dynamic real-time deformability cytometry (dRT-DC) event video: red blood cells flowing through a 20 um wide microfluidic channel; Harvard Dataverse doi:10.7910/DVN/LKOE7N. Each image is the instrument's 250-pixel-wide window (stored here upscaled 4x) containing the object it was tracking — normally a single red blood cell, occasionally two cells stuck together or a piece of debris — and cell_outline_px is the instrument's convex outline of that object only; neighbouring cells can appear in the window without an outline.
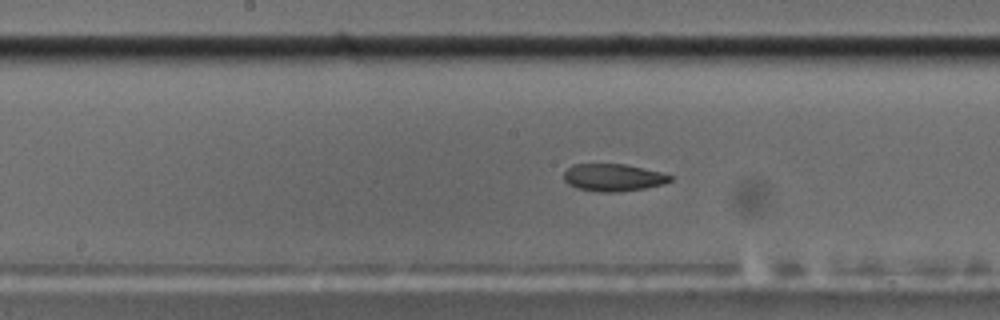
{"species": "common noctule bat (a hibernating species)", "species_latin": "Nyctalus noctula", "temperature_condition": "cold", "stored_images_in_passage": 46, "camera_frame_rate_fps": 3000, "um_per_image_px": 0.085, "animal": {"sex": "male", "body_mass_g": 17.5, "forearm_length_mm": 52.3}, "frame": {"image": 1, "passage_image": 19, "time_ms": 6.0, "image_size_px": [1000, 320], "cell_outline_px": [[672, 180], [664, 184], [644, 188], [616, 192], [600, 192], [576, 188], [568, 184], [564, 180], [564, 172], [572, 164], [624, 164], [660, 172], [672, 176]], "centroid_in_image_um": [52.1, 15.09], "position_along_channel_um": 196.1, "area_um2": 16.88}}
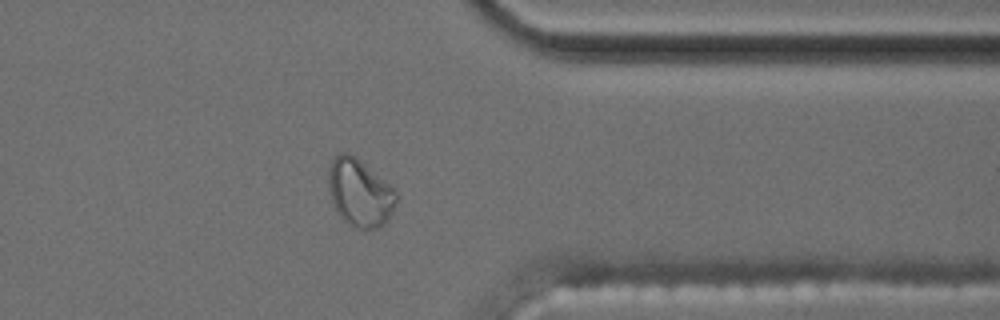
{"frame": {"image": 2, "passage_image": 35, "time_ms": 11.333, "image_size_px": [1000, 320], "cell_outline_px": [[396, 200], [392, 212], [388, 220], [384, 224], [376, 228], [352, 228], [340, 216], [332, 200], [328, 184], [328, 168], [332, 160], [340, 152], [344, 152], [356, 156], [388, 184], [396, 192]], "centroid_in_image_um": [30.56, 16.38], "position_along_channel_um": 380.8, "area_um2": 26.36}}
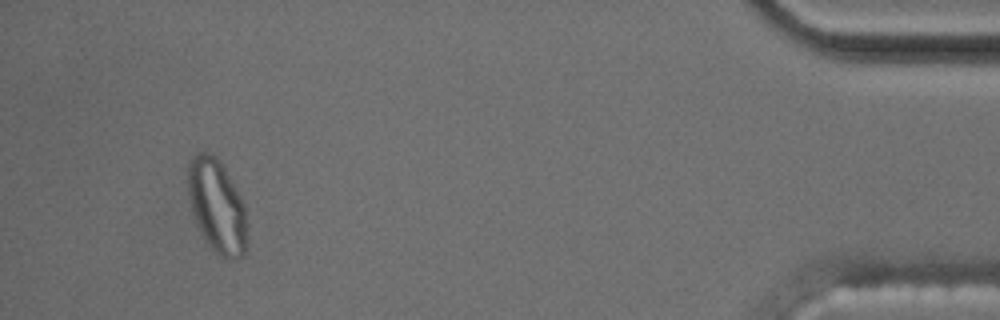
{"frame": {"image": 3, "passage_image": 43, "time_ms": 14.0, "image_size_px": [1000, 320], "cell_outline_px": [[244, 252], [236, 260], [224, 260], [208, 244], [192, 212], [188, 192], [188, 164], [192, 156], [200, 152], [208, 152], [216, 156], [220, 160], [236, 188], [244, 204]], "centroid_in_image_um": [18.4, 17.47], "position_along_channel_um": 416.8, "area_um2": 31.44}, "authors_computed_cell_mechanics": {"area_um2": 18.496, "velocity_mm_per_s": 3.6006, "shape_relaxation_time_tau1_ms": null, "shape_relaxation_time_tau2_ms": 2.4365, "deformation_change_tau1": null, "deformation_change_tau2": 0.0754}}